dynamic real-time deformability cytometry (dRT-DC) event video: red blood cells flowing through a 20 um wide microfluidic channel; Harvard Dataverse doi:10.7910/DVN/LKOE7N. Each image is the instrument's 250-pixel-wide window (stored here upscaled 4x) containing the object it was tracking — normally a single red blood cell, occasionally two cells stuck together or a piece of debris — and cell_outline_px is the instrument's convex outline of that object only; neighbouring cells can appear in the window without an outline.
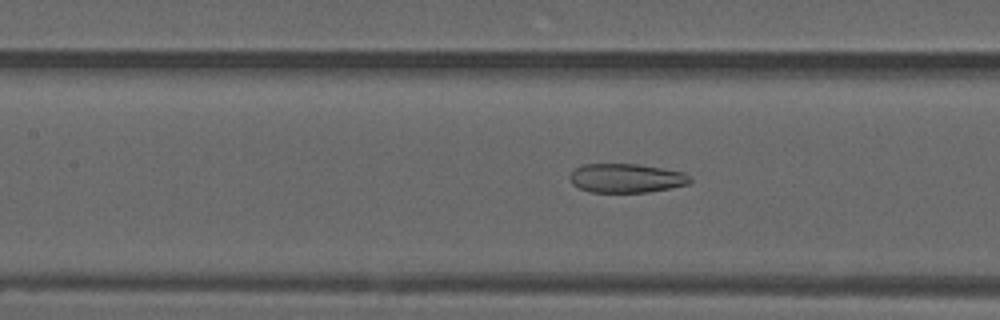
{"species": "common noctule bat (a hibernating species)", "species_latin": "Nyctalus noctula", "temperature_condition": "warm", "stored_images_in_passage": 45, "camera_frame_rate_fps": 3000, "um_per_image_px": 0.085, "animal": {"sex": "male", "forearm_length_mm": 52.5}, "frame": {"image": 1, "passage_image": 20, "time_ms": 6.333, "image_size_px": [1000, 320], "cell_outline_px": [[692, 180], [688, 184], [672, 188], [648, 192], [588, 192], [572, 184], [568, 176], [576, 168], [584, 164], [636, 164], [684, 172]], "centroid_in_image_um": [53.22, 15.15], "position_along_channel_um": 154.2, "area_um2": 20.29}}
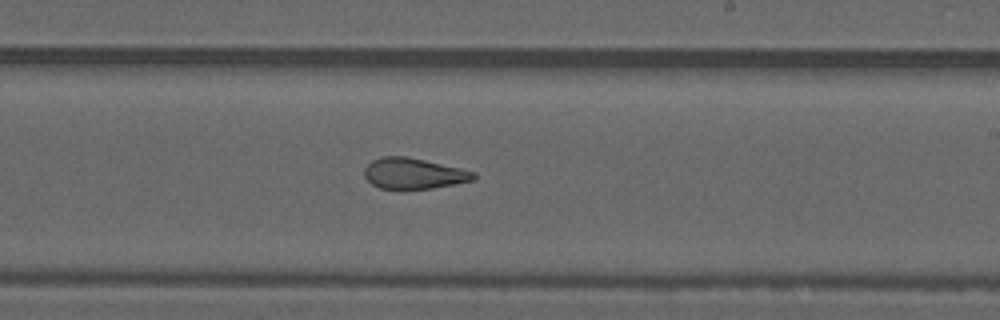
{"frame": {"image": 2, "passage_image": 28, "time_ms": 9.0, "image_size_px": [1000, 320], "cell_outline_px": [[476, 176], [472, 180], [432, 188], [380, 188], [372, 184], [364, 176], [364, 168], [372, 160], [380, 156], [404, 156], [424, 160], [460, 168], [476, 172]], "centroid_in_image_um": [35.12, 14.73], "position_along_channel_um": 253.9, "area_um2": 19.31}}
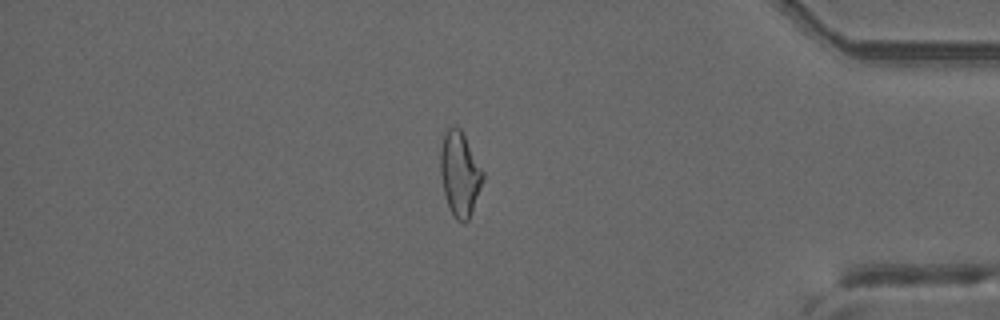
{"frame": {"image": 3, "passage_image": 42, "time_ms": 13.667, "image_size_px": [1000, 320], "cell_outline_px": [[484, 176], [468, 220], [464, 224], [456, 220], [448, 204], [444, 192], [440, 172], [440, 148], [444, 136], [448, 128], [460, 128], [484, 172]], "centroid_in_image_um": [39.07, 14.78], "position_along_channel_um": 396.1, "area_um2": 20.35}, "authors_computed_cell_mechanics": {"area_um2": 20.7502, "velocity_mm_per_s": 3.7558, "shape_relaxation_time_tau1_ms": null, "shape_relaxation_time_tau2_ms": 2.1122, "deformation_change_tau1": null, "deformation_change_tau2": 0.1089}}